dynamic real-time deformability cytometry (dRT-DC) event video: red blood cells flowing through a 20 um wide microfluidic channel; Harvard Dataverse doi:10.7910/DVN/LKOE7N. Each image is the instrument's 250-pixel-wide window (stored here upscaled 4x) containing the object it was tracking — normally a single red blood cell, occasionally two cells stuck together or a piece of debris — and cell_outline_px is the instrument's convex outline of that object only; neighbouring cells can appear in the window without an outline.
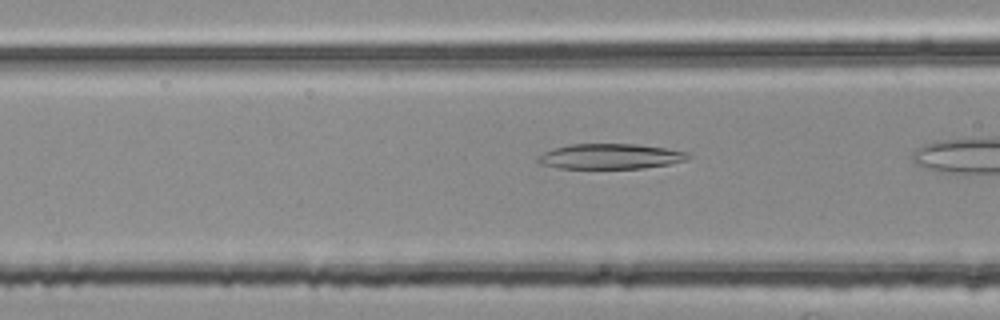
{"species": "common noctule bat (a hibernating species)", "species_latin": "Nyctalus noctula", "temperature_condition": "room temperature", "stored_images_in_passage": 13, "camera_frame_rate_fps": 3000, "um_per_image_px": 0.085, "animal": {"sex": "female", "body_mass_g": 25.1}, "frame": {"image": 1, "passage_image": 11, "time_ms": 3.333, "image_size_px": [1000, 320], "cell_outline_px": [[692, 156], [688, 160], [668, 164], [640, 168], [560, 168], [540, 164], [536, 160], [544, 152], [552, 148], [568, 144], [636, 144], [664, 148], [688, 152]], "centroid_in_image_um": [51.88, 13.28], "position_along_channel_um": 114.7, "area_um2": 22.02}}